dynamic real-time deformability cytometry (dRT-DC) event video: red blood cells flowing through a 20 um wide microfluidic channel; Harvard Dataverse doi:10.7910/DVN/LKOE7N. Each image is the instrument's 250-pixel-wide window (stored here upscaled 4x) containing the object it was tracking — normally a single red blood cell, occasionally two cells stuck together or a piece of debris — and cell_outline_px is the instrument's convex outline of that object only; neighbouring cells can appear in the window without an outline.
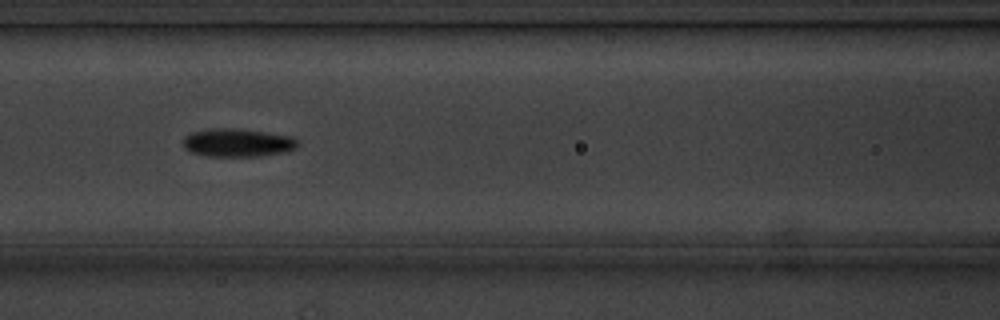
{"species": "common noctule bat (a hibernating species)", "species_latin": "Nyctalus noctula", "temperature_condition": "cold", "stored_images_in_passage": 8, "camera_frame_rate_fps": 3000, "um_per_image_px": 0.085, "animal": {"sex": "male", "body_mass_g": 20.1, "forearm_length_mm": 53.5}, "frame": {"image": 1, "passage_image": 5, "time_ms": 5.667, "image_size_px": [1000, 320], "cell_outline_px": [[300, 144], [296, 148], [288, 152], [260, 156], [208, 156], [188, 152], [184, 148], [184, 136], [192, 132], [212, 128], [236, 128], [292, 136]], "centroid_in_image_um": [20.2, 12.13], "position_along_channel_um": 146.4, "area_um2": 19.02}}
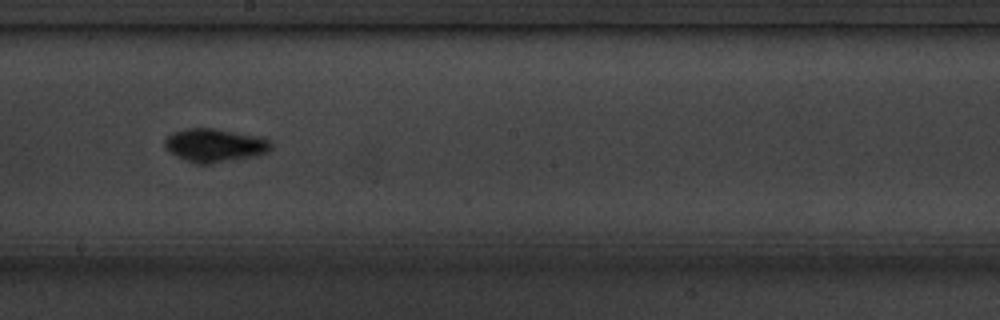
{"frame": {"image": 2, "passage_image": 7, "time_ms": 8.0, "image_size_px": [1000, 320], "cell_outline_px": [[272, 148], [268, 152], [256, 156], [236, 160], [208, 164], [200, 164], [176, 156], [168, 152], [164, 144], [164, 140], [172, 132], [184, 128], [212, 128], [260, 136], [268, 140], [272, 144]], "centroid_in_image_um": [18.26, 12.35], "position_along_channel_um": 229.9, "area_um2": 20.81}}